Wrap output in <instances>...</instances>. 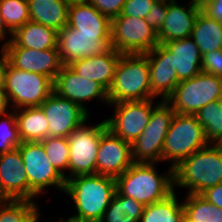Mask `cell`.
Instances as JSON below:
<instances>
[{"instance_id": "cell-3", "label": "cell", "mask_w": 222, "mask_h": 222, "mask_svg": "<svg viewBox=\"0 0 222 222\" xmlns=\"http://www.w3.org/2000/svg\"><path fill=\"white\" fill-rule=\"evenodd\" d=\"M65 193L74 201L75 216L99 222L116 193V179L93 174L66 180Z\"/></svg>"}, {"instance_id": "cell-27", "label": "cell", "mask_w": 222, "mask_h": 222, "mask_svg": "<svg viewBox=\"0 0 222 222\" xmlns=\"http://www.w3.org/2000/svg\"><path fill=\"white\" fill-rule=\"evenodd\" d=\"M191 38L197 44L201 55L222 49V23L200 11Z\"/></svg>"}, {"instance_id": "cell-13", "label": "cell", "mask_w": 222, "mask_h": 222, "mask_svg": "<svg viewBox=\"0 0 222 222\" xmlns=\"http://www.w3.org/2000/svg\"><path fill=\"white\" fill-rule=\"evenodd\" d=\"M57 48L63 65L73 61L104 54L111 49V33H77L65 26L58 32Z\"/></svg>"}, {"instance_id": "cell-41", "label": "cell", "mask_w": 222, "mask_h": 222, "mask_svg": "<svg viewBox=\"0 0 222 222\" xmlns=\"http://www.w3.org/2000/svg\"><path fill=\"white\" fill-rule=\"evenodd\" d=\"M200 195L208 202L222 209V183L207 188Z\"/></svg>"}, {"instance_id": "cell-40", "label": "cell", "mask_w": 222, "mask_h": 222, "mask_svg": "<svg viewBox=\"0 0 222 222\" xmlns=\"http://www.w3.org/2000/svg\"><path fill=\"white\" fill-rule=\"evenodd\" d=\"M201 11L209 18L222 20V0H199Z\"/></svg>"}, {"instance_id": "cell-16", "label": "cell", "mask_w": 222, "mask_h": 222, "mask_svg": "<svg viewBox=\"0 0 222 222\" xmlns=\"http://www.w3.org/2000/svg\"><path fill=\"white\" fill-rule=\"evenodd\" d=\"M54 91L63 98L76 103L87 113L84 105L87 100L101 98L109 103L107 90L98 82L79 76L69 65H63L54 81ZM84 101V102H83Z\"/></svg>"}, {"instance_id": "cell-25", "label": "cell", "mask_w": 222, "mask_h": 222, "mask_svg": "<svg viewBox=\"0 0 222 222\" xmlns=\"http://www.w3.org/2000/svg\"><path fill=\"white\" fill-rule=\"evenodd\" d=\"M30 20L60 31L68 23L70 0H27Z\"/></svg>"}, {"instance_id": "cell-21", "label": "cell", "mask_w": 222, "mask_h": 222, "mask_svg": "<svg viewBox=\"0 0 222 222\" xmlns=\"http://www.w3.org/2000/svg\"><path fill=\"white\" fill-rule=\"evenodd\" d=\"M121 53L111 48L104 54L85 57L73 61L69 66L79 75L101 84L107 91L110 88L117 62Z\"/></svg>"}, {"instance_id": "cell-1", "label": "cell", "mask_w": 222, "mask_h": 222, "mask_svg": "<svg viewBox=\"0 0 222 222\" xmlns=\"http://www.w3.org/2000/svg\"><path fill=\"white\" fill-rule=\"evenodd\" d=\"M156 163H133L116 178V191L144 206L166 199L175 190L174 169L159 175Z\"/></svg>"}, {"instance_id": "cell-12", "label": "cell", "mask_w": 222, "mask_h": 222, "mask_svg": "<svg viewBox=\"0 0 222 222\" xmlns=\"http://www.w3.org/2000/svg\"><path fill=\"white\" fill-rule=\"evenodd\" d=\"M109 104L115 105V109L114 116L105 120L108 129L131 144L142 134L155 108L152 99Z\"/></svg>"}, {"instance_id": "cell-5", "label": "cell", "mask_w": 222, "mask_h": 222, "mask_svg": "<svg viewBox=\"0 0 222 222\" xmlns=\"http://www.w3.org/2000/svg\"><path fill=\"white\" fill-rule=\"evenodd\" d=\"M209 144L204 128L195 115L175 113L165 137L162 161H170L169 167L174 169L188 156Z\"/></svg>"}, {"instance_id": "cell-2", "label": "cell", "mask_w": 222, "mask_h": 222, "mask_svg": "<svg viewBox=\"0 0 222 222\" xmlns=\"http://www.w3.org/2000/svg\"><path fill=\"white\" fill-rule=\"evenodd\" d=\"M222 183V146L209 144L174 168V186L186 187L188 194H201Z\"/></svg>"}, {"instance_id": "cell-14", "label": "cell", "mask_w": 222, "mask_h": 222, "mask_svg": "<svg viewBox=\"0 0 222 222\" xmlns=\"http://www.w3.org/2000/svg\"><path fill=\"white\" fill-rule=\"evenodd\" d=\"M48 121V137H68L83 123L89 114L69 99L60 97L53 91L39 106Z\"/></svg>"}, {"instance_id": "cell-34", "label": "cell", "mask_w": 222, "mask_h": 222, "mask_svg": "<svg viewBox=\"0 0 222 222\" xmlns=\"http://www.w3.org/2000/svg\"><path fill=\"white\" fill-rule=\"evenodd\" d=\"M0 14L12 33L30 21L27 0H0Z\"/></svg>"}, {"instance_id": "cell-36", "label": "cell", "mask_w": 222, "mask_h": 222, "mask_svg": "<svg viewBox=\"0 0 222 222\" xmlns=\"http://www.w3.org/2000/svg\"><path fill=\"white\" fill-rule=\"evenodd\" d=\"M156 0H126L119 16L145 18Z\"/></svg>"}, {"instance_id": "cell-32", "label": "cell", "mask_w": 222, "mask_h": 222, "mask_svg": "<svg viewBox=\"0 0 222 222\" xmlns=\"http://www.w3.org/2000/svg\"><path fill=\"white\" fill-rule=\"evenodd\" d=\"M37 207L34 201L7 199L0 206V222H32L39 215Z\"/></svg>"}, {"instance_id": "cell-37", "label": "cell", "mask_w": 222, "mask_h": 222, "mask_svg": "<svg viewBox=\"0 0 222 222\" xmlns=\"http://www.w3.org/2000/svg\"><path fill=\"white\" fill-rule=\"evenodd\" d=\"M201 71L222 79V49L202 55Z\"/></svg>"}, {"instance_id": "cell-17", "label": "cell", "mask_w": 222, "mask_h": 222, "mask_svg": "<svg viewBox=\"0 0 222 222\" xmlns=\"http://www.w3.org/2000/svg\"><path fill=\"white\" fill-rule=\"evenodd\" d=\"M9 64L15 69L39 73L56 80L63 64L58 49L36 50L25 47H5Z\"/></svg>"}, {"instance_id": "cell-9", "label": "cell", "mask_w": 222, "mask_h": 222, "mask_svg": "<svg viewBox=\"0 0 222 222\" xmlns=\"http://www.w3.org/2000/svg\"><path fill=\"white\" fill-rule=\"evenodd\" d=\"M107 129L106 121L103 120L91 127L83 123L69 134L67 137L69 143V175L66 176V180L80 175L97 174L98 146L101 135Z\"/></svg>"}, {"instance_id": "cell-18", "label": "cell", "mask_w": 222, "mask_h": 222, "mask_svg": "<svg viewBox=\"0 0 222 222\" xmlns=\"http://www.w3.org/2000/svg\"><path fill=\"white\" fill-rule=\"evenodd\" d=\"M144 54L149 63L152 99L161 95V101H166L180 82L171 64V53L158 44Z\"/></svg>"}, {"instance_id": "cell-38", "label": "cell", "mask_w": 222, "mask_h": 222, "mask_svg": "<svg viewBox=\"0 0 222 222\" xmlns=\"http://www.w3.org/2000/svg\"><path fill=\"white\" fill-rule=\"evenodd\" d=\"M167 15V0H156L144 19L154 30L159 32Z\"/></svg>"}, {"instance_id": "cell-43", "label": "cell", "mask_w": 222, "mask_h": 222, "mask_svg": "<svg viewBox=\"0 0 222 222\" xmlns=\"http://www.w3.org/2000/svg\"><path fill=\"white\" fill-rule=\"evenodd\" d=\"M8 99L7 95L3 88H0V116L3 117V115L8 111Z\"/></svg>"}, {"instance_id": "cell-29", "label": "cell", "mask_w": 222, "mask_h": 222, "mask_svg": "<svg viewBox=\"0 0 222 222\" xmlns=\"http://www.w3.org/2000/svg\"><path fill=\"white\" fill-rule=\"evenodd\" d=\"M144 205L117 191L99 222H139Z\"/></svg>"}, {"instance_id": "cell-22", "label": "cell", "mask_w": 222, "mask_h": 222, "mask_svg": "<svg viewBox=\"0 0 222 222\" xmlns=\"http://www.w3.org/2000/svg\"><path fill=\"white\" fill-rule=\"evenodd\" d=\"M163 45L171 53V64L179 81L190 79L201 72L202 55L191 37Z\"/></svg>"}, {"instance_id": "cell-19", "label": "cell", "mask_w": 222, "mask_h": 222, "mask_svg": "<svg viewBox=\"0 0 222 222\" xmlns=\"http://www.w3.org/2000/svg\"><path fill=\"white\" fill-rule=\"evenodd\" d=\"M0 195L6 200H28V176L18 148L0 154Z\"/></svg>"}, {"instance_id": "cell-33", "label": "cell", "mask_w": 222, "mask_h": 222, "mask_svg": "<svg viewBox=\"0 0 222 222\" xmlns=\"http://www.w3.org/2000/svg\"><path fill=\"white\" fill-rule=\"evenodd\" d=\"M44 151L53 167L65 178L69 163V143L67 137H47L41 141Z\"/></svg>"}, {"instance_id": "cell-45", "label": "cell", "mask_w": 222, "mask_h": 222, "mask_svg": "<svg viewBox=\"0 0 222 222\" xmlns=\"http://www.w3.org/2000/svg\"><path fill=\"white\" fill-rule=\"evenodd\" d=\"M60 220L61 222H64L63 218H61ZM65 222H96V221L73 215L71 217H68V219Z\"/></svg>"}, {"instance_id": "cell-7", "label": "cell", "mask_w": 222, "mask_h": 222, "mask_svg": "<svg viewBox=\"0 0 222 222\" xmlns=\"http://www.w3.org/2000/svg\"><path fill=\"white\" fill-rule=\"evenodd\" d=\"M3 89L8 102L15 105L12 109L39 107L54 91V81L39 73L15 69L9 64Z\"/></svg>"}, {"instance_id": "cell-44", "label": "cell", "mask_w": 222, "mask_h": 222, "mask_svg": "<svg viewBox=\"0 0 222 222\" xmlns=\"http://www.w3.org/2000/svg\"><path fill=\"white\" fill-rule=\"evenodd\" d=\"M5 34H10V41L12 40V32L8 29V27L5 25L4 20L0 14V40L5 38Z\"/></svg>"}, {"instance_id": "cell-35", "label": "cell", "mask_w": 222, "mask_h": 222, "mask_svg": "<svg viewBox=\"0 0 222 222\" xmlns=\"http://www.w3.org/2000/svg\"><path fill=\"white\" fill-rule=\"evenodd\" d=\"M0 122V154L10 152L21 144L15 109L5 113Z\"/></svg>"}, {"instance_id": "cell-15", "label": "cell", "mask_w": 222, "mask_h": 222, "mask_svg": "<svg viewBox=\"0 0 222 222\" xmlns=\"http://www.w3.org/2000/svg\"><path fill=\"white\" fill-rule=\"evenodd\" d=\"M131 143L107 129L100 139L97 152V174L117 178L132 164Z\"/></svg>"}, {"instance_id": "cell-20", "label": "cell", "mask_w": 222, "mask_h": 222, "mask_svg": "<svg viewBox=\"0 0 222 222\" xmlns=\"http://www.w3.org/2000/svg\"><path fill=\"white\" fill-rule=\"evenodd\" d=\"M201 11L199 0H191L189 7L176 0H167V17L158 32L159 44L191 37L197 15Z\"/></svg>"}, {"instance_id": "cell-11", "label": "cell", "mask_w": 222, "mask_h": 222, "mask_svg": "<svg viewBox=\"0 0 222 222\" xmlns=\"http://www.w3.org/2000/svg\"><path fill=\"white\" fill-rule=\"evenodd\" d=\"M21 153L28 176V200L42 194L48 186L65 191V178L50 163L41 142H21Z\"/></svg>"}, {"instance_id": "cell-30", "label": "cell", "mask_w": 222, "mask_h": 222, "mask_svg": "<svg viewBox=\"0 0 222 222\" xmlns=\"http://www.w3.org/2000/svg\"><path fill=\"white\" fill-rule=\"evenodd\" d=\"M183 208L185 222H222V209L200 194H187Z\"/></svg>"}, {"instance_id": "cell-31", "label": "cell", "mask_w": 222, "mask_h": 222, "mask_svg": "<svg viewBox=\"0 0 222 222\" xmlns=\"http://www.w3.org/2000/svg\"><path fill=\"white\" fill-rule=\"evenodd\" d=\"M195 116L204 128L207 141L219 144L222 141V100L208 103Z\"/></svg>"}, {"instance_id": "cell-4", "label": "cell", "mask_w": 222, "mask_h": 222, "mask_svg": "<svg viewBox=\"0 0 222 222\" xmlns=\"http://www.w3.org/2000/svg\"><path fill=\"white\" fill-rule=\"evenodd\" d=\"M107 95L109 103L152 99L145 54H121Z\"/></svg>"}, {"instance_id": "cell-10", "label": "cell", "mask_w": 222, "mask_h": 222, "mask_svg": "<svg viewBox=\"0 0 222 222\" xmlns=\"http://www.w3.org/2000/svg\"><path fill=\"white\" fill-rule=\"evenodd\" d=\"M158 44V32L144 18L117 16L111 20V48L115 51L144 54Z\"/></svg>"}, {"instance_id": "cell-6", "label": "cell", "mask_w": 222, "mask_h": 222, "mask_svg": "<svg viewBox=\"0 0 222 222\" xmlns=\"http://www.w3.org/2000/svg\"><path fill=\"white\" fill-rule=\"evenodd\" d=\"M219 100H222V79L201 71L180 81L166 102L175 113L195 115L208 103Z\"/></svg>"}, {"instance_id": "cell-8", "label": "cell", "mask_w": 222, "mask_h": 222, "mask_svg": "<svg viewBox=\"0 0 222 222\" xmlns=\"http://www.w3.org/2000/svg\"><path fill=\"white\" fill-rule=\"evenodd\" d=\"M155 106L144 131L131 144L134 163H157L162 161L165 137L175 111L166 101H161Z\"/></svg>"}, {"instance_id": "cell-28", "label": "cell", "mask_w": 222, "mask_h": 222, "mask_svg": "<svg viewBox=\"0 0 222 222\" xmlns=\"http://www.w3.org/2000/svg\"><path fill=\"white\" fill-rule=\"evenodd\" d=\"M139 222H185L183 203L174 191L166 199L146 205Z\"/></svg>"}, {"instance_id": "cell-24", "label": "cell", "mask_w": 222, "mask_h": 222, "mask_svg": "<svg viewBox=\"0 0 222 222\" xmlns=\"http://www.w3.org/2000/svg\"><path fill=\"white\" fill-rule=\"evenodd\" d=\"M58 31L46 27L41 23L29 21L12 33V40H8L3 47H25L36 50L58 49Z\"/></svg>"}, {"instance_id": "cell-47", "label": "cell", "mask_w": 222, "mask_h": 222, "mask_svg": "<svg viewBox=\"0 0 222 222\" xmlns=\"http://www.w3.org/2000/svg\"><path fill=\"white\" fill-rule=\"evenodd\" d=\"M39 215L32 221V222H38Z\"/></svg>"}, {"instance_id": "cell-46", "label": "cell", "mask_w": 222, "mask_h": 222, "mask_svg": "<svg viewBox=\"0 0 222 222\" xmlns=\"http://www.w3.org/2000/svg\"><path fill=\"white\" fill-rule=\"evenodd\" d=\"M6 199L0 195V206L2 205V203L5 201Z\"/></svg>"}, {"instance_id": "cell-26", "label": "cell", "mask_w": 222, "mask_h": 222, "mask_svg": "<svg viewBox=\"0 0 222 222\" xmlns=\"http://www.w3.org/2000/svg\"><path fill=\"white\" fill-rule=\"evenodd\" d=\"M15 113L22 142H41L48 137L49 124L40 107H25Z\"/></svg>"}, {"instance_id": "cell-39", "label": "cell", "mask_w": 222, "mask_h": 222, "mask_svg": "<svg viewBox=\"0 0 222 222\" xmlns=\"http://www.w3.org/2000/svg\"><path fill=\"white\" fill-rule=\"evenodd\" d=\"M110 20L120 15L126 0H84Z\"/></svg>"}, {"instance_id": "cell-23", "label": "cell", "mask_w": 222, "mask_h": 222, "mask_svg": "<svg viewBox=\"0 0 222 222\" xmlns=\"http://www.w3.org/2000/svg\"><path fill=\"white\" fill-rule=\"evenodd\" d=\"M67 26L77 33H111V20L84 0L70 1Z\"/></svg>"}, {"instance_id": "cell-42", "label": "cell", "mask_w": 222, "mask_h": 222, "mask_svg": "<svg viewBox=\"0 0 222 222\" xmlns=\"http://www.w3.org/2000/svg\"><path fill=\"white\" fill-rule=\"evenodd\" d=\"M1 59H0V88L4 87V81H5V74H6V69L9 65V58H8V53L5 47L2 46L1 49Z\"/></svg>"}]
</instances>
